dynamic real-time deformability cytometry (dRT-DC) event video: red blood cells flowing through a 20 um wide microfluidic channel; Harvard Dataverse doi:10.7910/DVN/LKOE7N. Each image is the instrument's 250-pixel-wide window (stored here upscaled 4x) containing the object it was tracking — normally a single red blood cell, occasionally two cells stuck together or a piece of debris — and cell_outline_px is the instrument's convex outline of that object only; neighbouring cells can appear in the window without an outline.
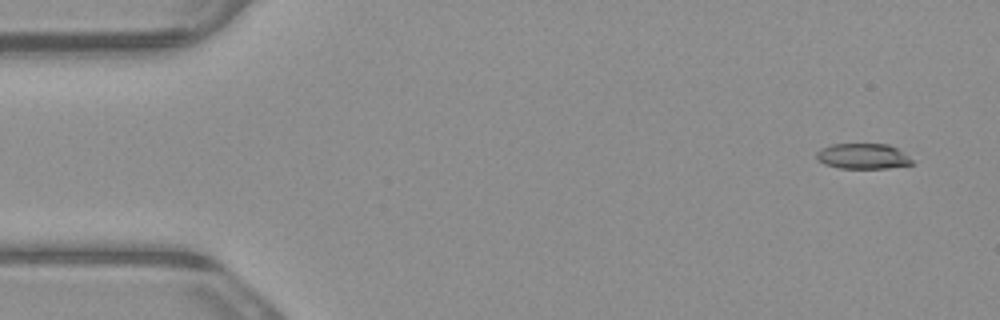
{"species": "common noctule bat (a hibernating species)", "species_latin": "Nyctalus noctula", "temperature_condition": "warm", "stored_images_in_passage": 5, "camera_frame_rate_fps": 3000, "um_per_image_px": 0.085, "animal": {"sex": "male", "body_mass_g": 23.1, "forearm_length_mm": 52.7}, "frame": {"image": 1, "passage_image": 1, "time_ms": 0.0, "image_size_px": [1000, 320], "cell_outline_px": [[912, 164], [888, 168], [840, 168], [824, 164], [816, 160], [816, 152], [820, 148], [832, 144], [888, 144], [896, 148], [908, 156], [912, 160]], "centroid_in_image_um": [73.29, 13.28], "position_along_channel_um": 11.7, "area_um2": 14.16}}
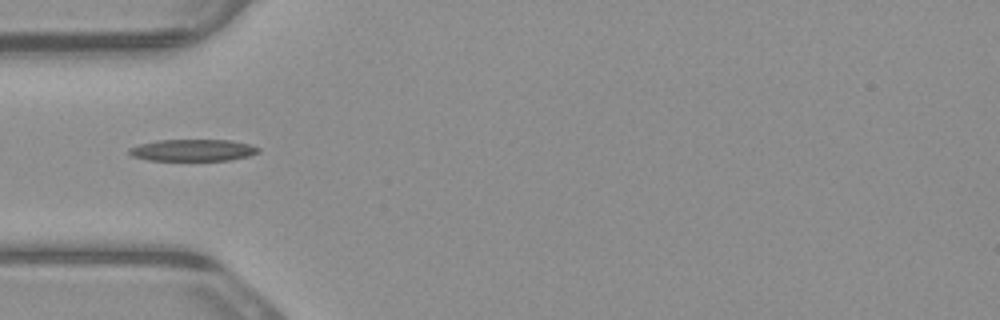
{"frame": {"image": 2, "passage_image": 5, "time_ms": 1.333, "image_size_px": [1000, 320], "cell_outline_px": [[260, 152], [248, 156], [228, 160], [148, 160], [132, 156], [128, 152], [128, 148], [140, 144], [156, 140], [232, 140], [248, 144], [260, 148]], "centroid_in_image_um": [16.38, 12.76], "position_along_channel_um": 68.6, "area_um2": 16.36}}